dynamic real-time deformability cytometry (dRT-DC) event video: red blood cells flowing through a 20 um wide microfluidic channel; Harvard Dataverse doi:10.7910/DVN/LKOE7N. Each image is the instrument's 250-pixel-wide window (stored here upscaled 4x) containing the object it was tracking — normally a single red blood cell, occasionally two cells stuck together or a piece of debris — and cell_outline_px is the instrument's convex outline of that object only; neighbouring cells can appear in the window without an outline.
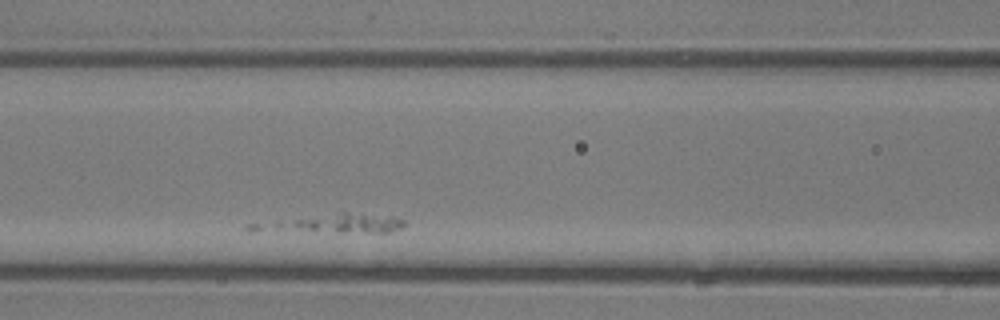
{"species": "common noctule bat (a hibernating species)", "species_latin": "Nyctalus noctula", "temperature_condition": "room temperature", "stored_images_in_passage": 25, "camera_frame_rate_fps": 3000, "um_per_image_px": 0.085, "animal": {"sex": "male", "body_mass_g": 13.3}, "frame": {"image": 1, "passage_image": 7, "time_ms": 2.0, "image_size_px": [1000, 320], "cell_outline_px": [[404, 224], [400, 228], [388, 232], [336, 232], [276, 228], [272, 224], [340, 212], [344, 212], [392, 216], [404, 220]], "centroid_in_image_um": [29.33, 18.97], "position_along_channel_um": 137.3, "area_um2": 13.53}}
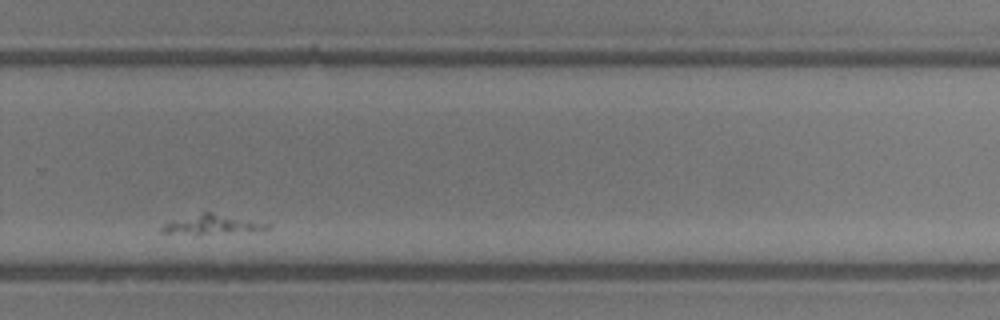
{"frame": {"image": 2, "passage_image": 20, "time_ms": 6.333, "image_size_px": [1000, 320], "cell_outline_px": [[272, 224], [268, 228], [196, 236], [160, 232], [160, 228], [164, 224], [172, 220], [204, 212], [212, 212]], "centroid_in_image_um": [17.91, 19.1], "position_along_channel_um": 311.9, "area_um2": 12.02}}
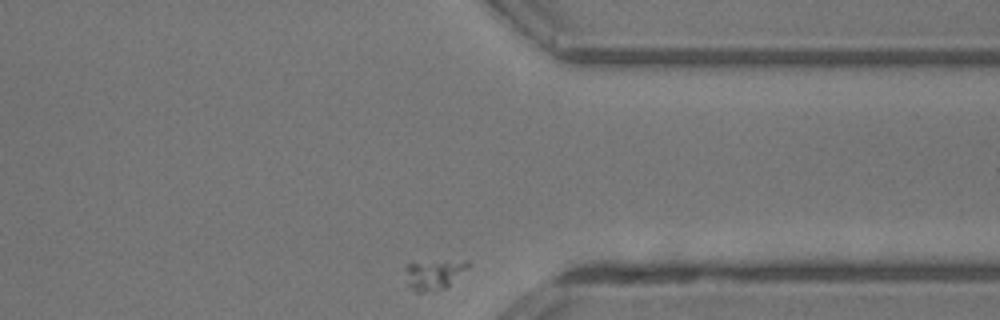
{"frame": {"image": 3, "passage_image": 25, "time_ms": 8.0, "image_size_px": [1000, 320], "cell_outline_px": [[472, 264], [444, 288], [436, 292], [416, 292], [408, 284], [408, 264], [468, 260]], "centroid_in_image_um": [36.95, 23.36], "position_along_channel_um": 374.4, "area_um2": 10.29}}